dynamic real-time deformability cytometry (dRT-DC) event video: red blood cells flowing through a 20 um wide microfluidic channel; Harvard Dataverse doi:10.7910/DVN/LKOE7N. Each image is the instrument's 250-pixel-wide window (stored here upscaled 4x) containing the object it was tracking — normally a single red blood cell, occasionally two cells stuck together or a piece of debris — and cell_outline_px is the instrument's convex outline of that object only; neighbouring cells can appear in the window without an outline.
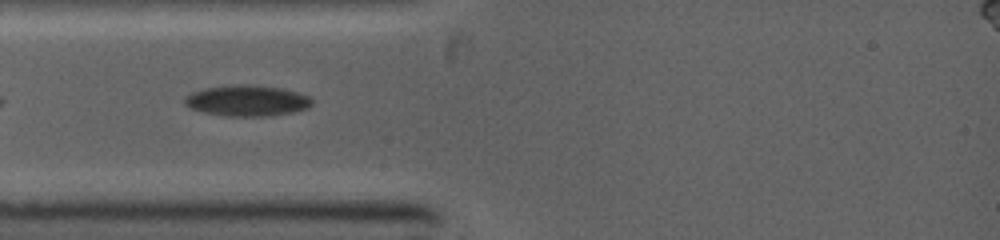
{"species": "common noctule bat (a hibernating species)", "species_latin": "Nyctalus noctula", "temperature_condition": "warm", "stored_images_in_passage": 10, "camera_frame_rate_fps": 5000, "um_per_image_px": 0.085, "animal": {"sex": "female", "body_mass_g": 19.0, "forearm_length_mm": 53.3}, "frame": {"image": 1, "passage_image": 2, "time_ms": 0.6, "image_size_px": [1000, 240], "cell_outline_px": [[312, 104], [308, 108], [292, 112], [268, 116], [224, 116], [204, 112], [192, 108], [184, 104], [184, 96], [192, 92], [204, 88], [232, 84], [248, 84], [284, 88], [308, 96], [312, 100]], "centroid_in_image_um": [20.98, 8.54], "position_along_channel_um": 64.0, "area_um2": 23.06}}
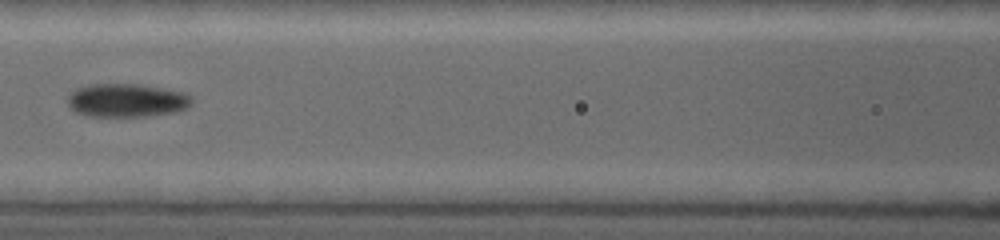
{"frame": {"image": 2, "passage_image": 5, "time_ms": 2.6, "image_size_px": [1000, 240], "cell_outline_px": [[192, 104], [176, 112], [144, 116], [84, 116], [76, 112], [68, 104], [68, 96], [76, 88], [88, 84], [140, 84], [184, 92], [192, 96]], "centroid_in_image_um": [10.76, 8.52], "position_along_channel_um": 155.8, "area_um2": 24.22}}
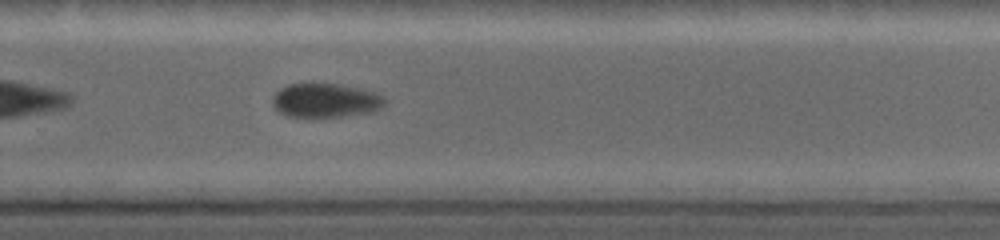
{"frame": {"image": 3, "passage_image": 10, "time_ms": 5.8, "image_size_px": [1000, 240], "cell_outline_px": [[388, 100], [380, 108], [372, 112], [344, 116], [288, 116], [280, 112], [272, 104], [272, 96], [280, 88], [288, 84], [340, 84], [376, 92], [384, 96]], "centroid_in_image_um": [27.69, 8.53], "position_along_channel_um": 302.1, "area_um2": 22.2}}